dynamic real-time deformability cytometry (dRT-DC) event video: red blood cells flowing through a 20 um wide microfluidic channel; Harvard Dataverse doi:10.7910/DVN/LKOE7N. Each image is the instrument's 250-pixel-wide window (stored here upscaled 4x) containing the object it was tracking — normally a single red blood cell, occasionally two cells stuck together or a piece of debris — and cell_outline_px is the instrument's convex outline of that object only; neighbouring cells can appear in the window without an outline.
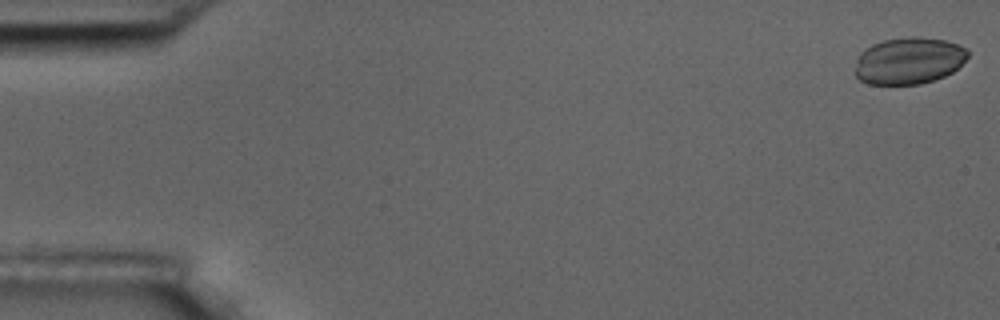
{"species": "common noctule bat (a hibernating species)", "species_latin": "Nyctalus noctula", "temperature_condition": "room temperature", "stored_images_in_passage": 5, "camera_frame_rate_fps": 3000, "um_per_image_px": 0.085, "animal": {"sex": "male", "body_mass_g": 17.5, "forearm_length_mm": 52.3}, "frame": {"image": 1, "passage_image": 1, "time_ms": 0.0, "image_size_px": [1000, 320], "cell_outline_px": [[968, 56], [952, 72], [944, 76], [920, 84], [868, 84], [860, 80], [856, 76], [856, 60], [860, 52], [864, 48], [872, 44], [884, 40], [908, 36], [916, 36], [944, 40], [968, 48]], "centroid_in_image_um": [77.22, 5.15], "position_along_channel_um": 7.8, "area_um2": 30.75}}